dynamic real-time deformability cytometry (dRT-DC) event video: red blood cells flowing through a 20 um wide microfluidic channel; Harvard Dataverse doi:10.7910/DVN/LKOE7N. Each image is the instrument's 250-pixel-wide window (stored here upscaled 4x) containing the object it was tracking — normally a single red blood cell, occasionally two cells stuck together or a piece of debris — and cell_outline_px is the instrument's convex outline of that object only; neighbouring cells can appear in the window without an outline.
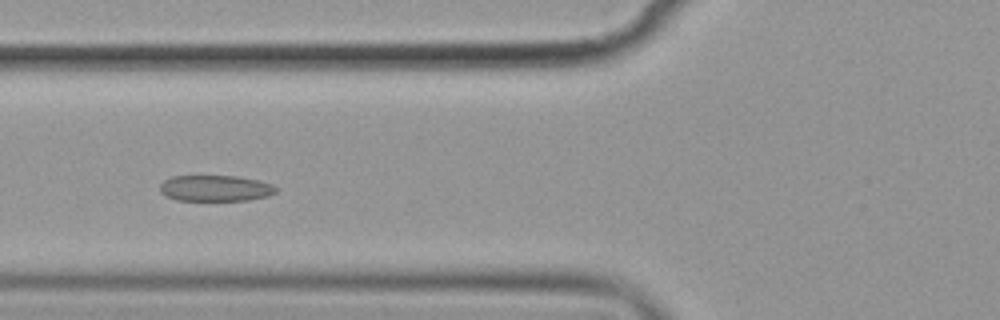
{"species": "common noctule bat (a hibernating species)", "species_latin": "Nyctalus noctula", "temperature_condition": "cold", "stored_images_in_passage": 10, "camera_frame_rate_fps": 3000, "um_per_image_px": 0.085, "animal": {"sex": "female", "body_mass_g": 19.9}, "frame": {"image": 1, "passage_image": 5, "time_ms": 4.667, "image_size_px": [1000, 320], "cell_outline_px": [[276, 192], [268, 196], [248, 200], [176, 200], [164, 196], [160, 192], [160, 184], [164, 180], [172, 176], [236, 176], [256, 180], [272, 184], [276, 188]], "centroid_in_image_um": [18.26, 16.0], "position_along_channel_um": 107.5, "area_um2": 17.57}}
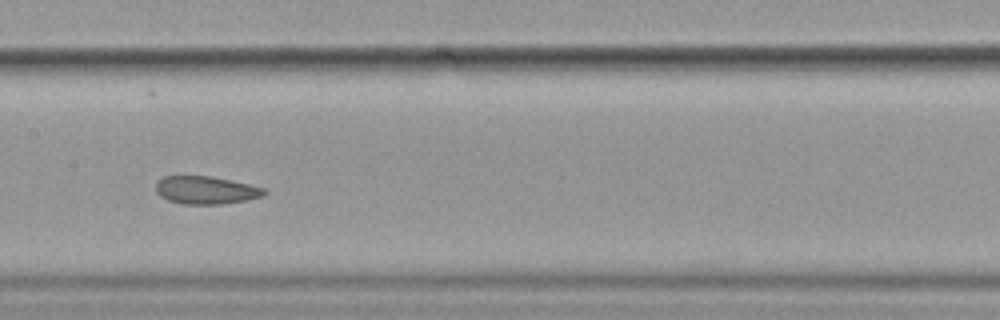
{"frame": {"image": 2, "passage_image": 7, "time_ms": 7.0, "image_size_px": [1000, 320], "cell_outline_px": [[268, 192], [264, 196], [248, 200], [220, 204], [180, 204], [168, 200], [160, 196], [156, 192], [156, 180], [164, 176], [212, 176], [248, 184], [264, 188]], "centroid_in_image_um": [17.49, 16.16], "position_along_channel_um": 189.9, "area_um2": 17.74}}
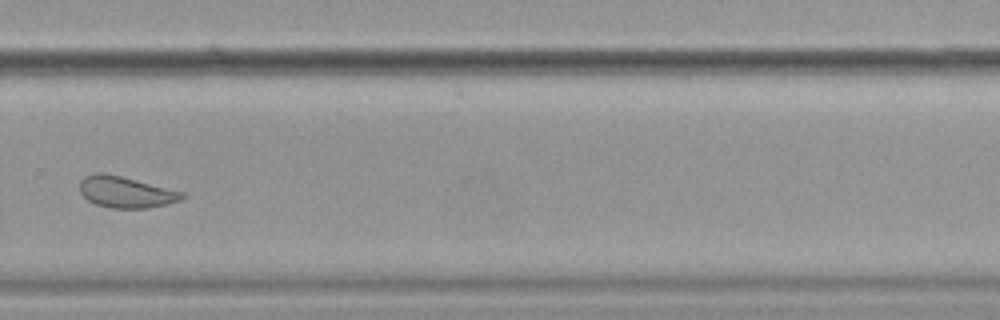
{"frame": {"image": 3, "passage_image": 10, "time_ms": 10.667, "image_size_px": [1000, 320], "cell_outline_px": [[184, 196], [180, 200], [168, 204], [148, 208], [112, 208], [96, 204], [88, 200], [80, 192], [80, 180], [84, 176], [100, 172], [120, 176], [184, 192]], "centroid_in_image_um": [10.68, 16.33], "position_along_channel_um": 319.1, "area_um2": 18.44}}